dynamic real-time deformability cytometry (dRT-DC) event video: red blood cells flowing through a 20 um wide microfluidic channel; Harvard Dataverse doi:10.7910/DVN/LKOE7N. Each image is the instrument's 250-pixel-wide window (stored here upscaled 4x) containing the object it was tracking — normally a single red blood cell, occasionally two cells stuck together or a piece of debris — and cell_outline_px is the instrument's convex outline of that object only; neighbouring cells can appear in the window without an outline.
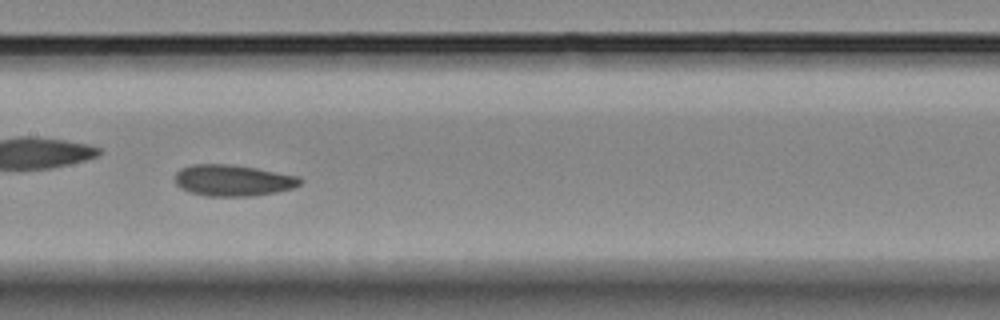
{"species": "Egyptian fruit bat (a non-hibernating species)", "species_latin": "Rousettus aegyptiacus", "temperature_condition": "room temperature", "stored_images_in_passage": 34, "camera_frame_rate_fps": 3000, "um_per_image_px": 0.085, "animal": {"sex": "female"}, "frame": {"image": 1, "passage_image": 10, "time_ms": 3.0, "image_size_px": [1000, 320], "cell_outline_px": [[304, 180], [300, 184], [292, 188], [276, 192], [252, 196], [204, 196], [188, 192], [180, 188], [176, 184], [176, 172], [180, 168], [192, 164], [228, 164], [256, 168], [300, 176]], "centroid_in_image_um": [19.8, 15.33], "position_along_channel_um": 187.6, "area_um2": 23.0}}